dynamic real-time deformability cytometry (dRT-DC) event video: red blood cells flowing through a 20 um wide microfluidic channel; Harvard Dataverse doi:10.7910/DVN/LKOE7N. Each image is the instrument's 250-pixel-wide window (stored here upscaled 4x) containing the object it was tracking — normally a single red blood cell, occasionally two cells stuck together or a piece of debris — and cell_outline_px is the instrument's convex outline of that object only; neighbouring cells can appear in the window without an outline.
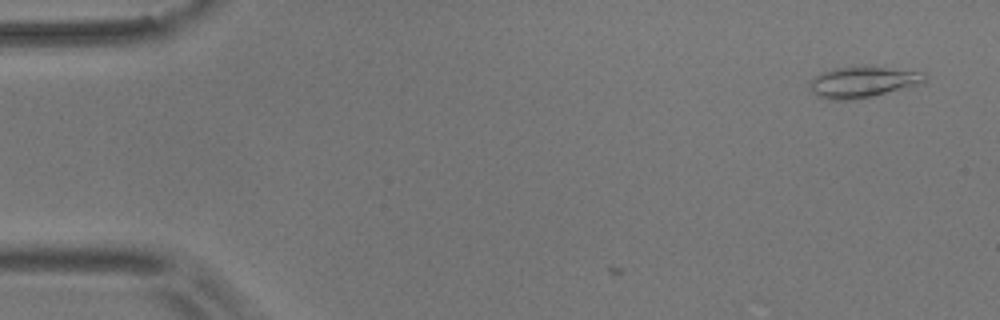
{"species": "common noctule bat (a hibernating species)", "species_latin": "Nyctalus noctula", "temperature_condition": "room temperature", "stored_images_in_passage": 3, "camera_frame_rate_fps": 3000, "um_per_image_px": 0.085, "animal": {"sex": "male", "body_mass_g": 17.9}, "frame": {"image": 1, "passage_image": 3, "time_ms": 0.667, "image_size_px": [1000, 320], "cell_outline_px": [[928, 80], [924, 84], [872, 96], [848, 100], [828, 100], [812, 92], [808, 84], [816, 76], [824, 72], [836, 68], [884, 68], [924, 72], [928, 76]], "centroid_in_image_um": [73.41, 7.0], "position_along_channel_um": 11.6, "area_um2": 20.35}}